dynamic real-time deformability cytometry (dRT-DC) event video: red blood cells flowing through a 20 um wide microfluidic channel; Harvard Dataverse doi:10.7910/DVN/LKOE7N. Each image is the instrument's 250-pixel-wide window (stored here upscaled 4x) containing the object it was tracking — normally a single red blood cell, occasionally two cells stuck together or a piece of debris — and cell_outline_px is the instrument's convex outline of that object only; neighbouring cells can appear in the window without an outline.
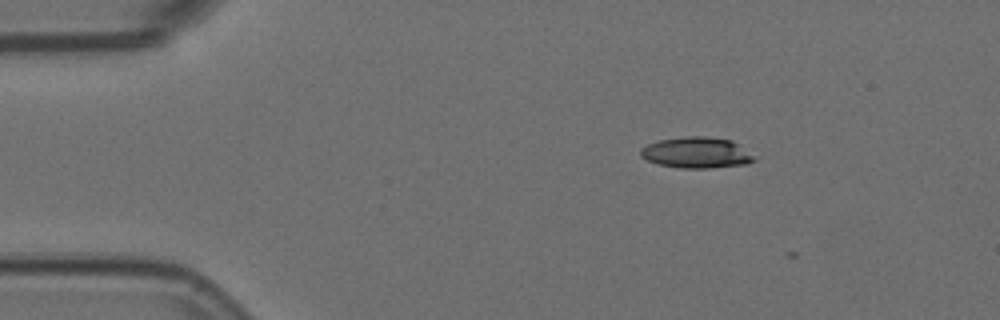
{"species": "Egyptian fruit bat (a non-hibernating species)", "species_latin": "Rousettus aegyptiacus", "temperature_condition": "room temperature", "stored_images_in_passage": 5, "camera_frame_rate_fps": 3000, "um_per_image_px": 0.085, "animal": {"sex": "female"}, "frame": {"image": 1, "passage_image": 3, "time_ms": 0.667, "image_size_px": [1000, 320], "cell_outline_px": [[756, 160], [744, 164], [708, 168], [680, 168], [660, 164], [648, 160], [640, 156], [640, 148], [648, 144], [660, 140], [688, 136], [704, 136], [732, 140], [756, 156]], "centroid_in_image_um": [59.22, 12.97], "position_along_channel_um": 25.8, "area_um2": 20.4}}